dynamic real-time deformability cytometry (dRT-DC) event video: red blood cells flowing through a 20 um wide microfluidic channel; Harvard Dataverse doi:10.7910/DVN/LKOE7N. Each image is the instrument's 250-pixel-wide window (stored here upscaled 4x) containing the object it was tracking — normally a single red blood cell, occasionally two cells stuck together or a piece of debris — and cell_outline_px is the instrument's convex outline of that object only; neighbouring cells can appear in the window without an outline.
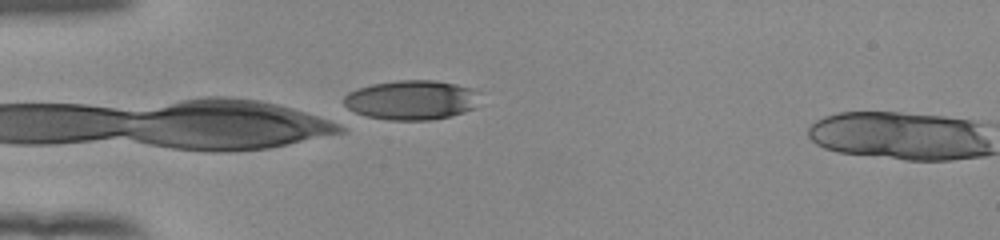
{"species": "human", "species_latin": "Homo sapiens", "temperature_condition": "room temperature", "stored_images_in_passage": 17, "camera_frame_rate_fps": 3000, "um_per_image_px": 0.085, "donor": {"sex": "female"}, "frame": {"image": 1, "passage_image": 17, "time_ms": 5.333, "image_size_px": [1000, 240], "cell_outline_px": [[480, 92], [476, 108], [452, 116], [432, 120], [388, 120], [368, 116], [356, 112], [348, 108], [344, 104], [344, 96], [348, 92], [356, 88], [372, 84], [396, 80], [436, 80], [456, 84], [472, 88]], "centroid_in_image_um": [35.01, 8.49], "position_along_channel_um": 50.0, "area_um2": 31.67}}